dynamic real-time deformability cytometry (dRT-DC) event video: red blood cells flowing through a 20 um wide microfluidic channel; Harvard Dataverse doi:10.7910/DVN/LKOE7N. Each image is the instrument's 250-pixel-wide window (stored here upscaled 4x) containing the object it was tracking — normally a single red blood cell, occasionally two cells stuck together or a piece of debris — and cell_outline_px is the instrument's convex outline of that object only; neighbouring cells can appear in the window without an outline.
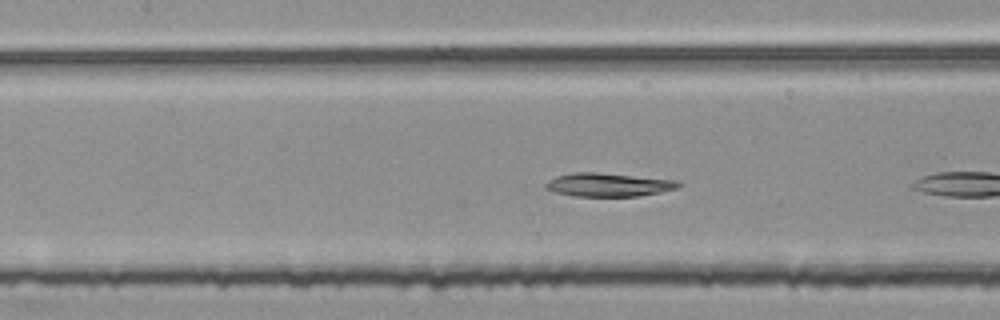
{"species": "common noctule bat (a hibernating species)", "species_latin": "Nyctalus noctula", "temperature_condition": "room temperature", "stored_images_in_passage": 8, "camera_frame_rate_fps": 3000, "um_per_image_px": 0.085, "animal": {"sex": "female", "body_mass_g": 25.1}, "frame": {"image": 1, "passage_image": 7, "time_ms": 2.0, "image_size_px": [1000, 320], "cell_outline_px": [[680, 184], [676, 188], [660, 192], [640, 196], [576, 196], [556, 192], [544, 188], [544, 184], [548, 180], [556, 176], [572, 172], [596, 172], [676, 180]], "centroid_in_image_um": [51.66, 15.7], "position_along_channel_um": 155.7, "area_um2": 18.03}}